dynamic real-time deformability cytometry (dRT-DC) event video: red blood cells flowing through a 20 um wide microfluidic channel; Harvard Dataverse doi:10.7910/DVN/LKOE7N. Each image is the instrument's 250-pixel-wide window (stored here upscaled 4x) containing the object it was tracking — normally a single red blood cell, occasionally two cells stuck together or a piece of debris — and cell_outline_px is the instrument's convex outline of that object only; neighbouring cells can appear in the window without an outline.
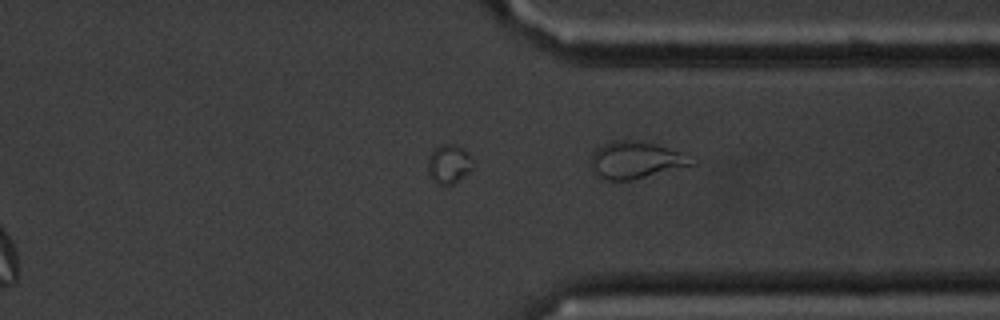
{"species": "common noctule bat (a hibernating species)", "species_latin": "Nyctalus noctula", "temperature_condition": "cold", "stored_images_in_passage": 39, "segment_of_instrument_passage": [2, 2], "camera_frame_rate_fps": 3000, "um_per_image_px": 0.085, "animal": {"sex": "male", "body_mass_g": 20.1, "forearm_length_mm": 53.5}, "frame": {"image": 1, "passage_image": 34, "time_ms": 11.0, "image_size_px": [1000, 320], "cell_outline_px": [[476, 164], [468, 172], [452, 184], [436, 184], [432, 180], [428, 172], [428, 156], [440, 144], [456, 144], [464, 148], [468, 152]], "centroid_in_image_um": [38.18, 13.91], "position_along_channel_um": 373.2, "area_um2": 10.35}}